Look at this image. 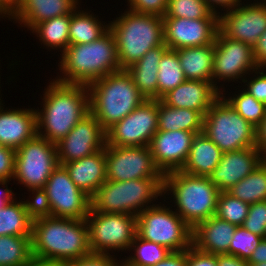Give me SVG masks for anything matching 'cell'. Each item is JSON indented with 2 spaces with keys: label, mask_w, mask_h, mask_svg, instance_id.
<instances>
[{
  "label": "cell",
  "mask_w": 266,
  "mask_h": 266,
  "mask_svg": "<svg viewBox=\"0 0 266 266\" xmlns=\"http://www.w3.org/2000/svg\"><path fill=\"white\" fill-rule=\"evenodd\" d=\"M28 266H68V264L33 259L32 262Z\"/></svg>",
  "instance_id": "obj_56"
},
{
  "label": "cell",
  "mask_w": 266,
  "mask_h": 266,
  "mask_svg": "<svg viewBox=\"0 0 266 266\" xmlns=\"http://www.w3.org/2000/svg\"><path fill=\"white\" fill-rule=\"evenodd\" d=\"M168 49L165 44L153 48L125 69L146 100H158V65Z\"/></svg>",
  "instance_id": "obj_25"
},
{
  "label": "cell",
  "mask_w": 266,
  "mask_h": 266,
  "mask_svg": "<svg viewBox=\"0 0 266 266\" xmlns=\"http://www.w3.org/2000/svg\"><path fill=\"white\" fill-rule=\"evenodd\" d=\"M58 57L57 69L60 73L56 72L54 80L65 84L89 85L101 77L121 71L115 37L110 29L98 40L69 45Z\"/></svg>",
  "instance_id": "obj_3"
},
{
  "label": "cell",
  "mask_w": 266,
  "mask_h": 266,
  "mask_svg": "<svg viewBox=\"0 0 266 266\" xmlns=\"http://www.w3.org/2000/svg\"><path fill=\"white\" fill-rule=\"evenodd\" d=\"M0 67H1V66H0ZM0 69H1V68H0ZM0 81H1V76H0ZM1 86H2V85L0 84V88H1ZM1 90H2V89H0V101H1V98H2Z\"/></svg>",
  "instance_id": "obj_59"
},
{
  "label": "cell",
  "mask_w": 266,
  "mask_h": 266,
  "mask_svg": "<svg viewBox=\"0 0 266 266\" xmlns=\"http://www.w3.org/2000/svg\"><path fill=\"white\" fill-rule=\"evenodd\" d=\"M163 17L201 19L218 18L204 0H168L166 13Z\"/></svg>",
  "instance_id": "obj_39"
},
{
  "label": "cell",
  "mask_w": 266,
  "mask_h": 266,
  "mask_svg": "<svg viewBox=\"0 0 266 266\" xmlns=\"http://www.w3.org/2000/svg\"><path fill=\"white\" fill-rule=\"evenodd\" d=\"M106 253H89L84 257L68 262V266H122L121 257Z\"/></svg>",
  "instance_id": "obj_44"
},
{
  "label": "cell",
  "mask_w": 266,
  "mask_h": 266,
  "mask_svg": "<svg viewBox=\"0 0 266 266\" xmlns=\"http://www.w3.org/2000/svg\"><path fill=\"white\" fill-rule=\"evenodd\" d=\"M175 51L186 80L212 82L214 43Z\"/></svg>",
  "instance_id": "obj_29"
},
{
  "label": "cell",
  "mask_w": 266,
  "mask_h": 266,
  "mask_svg": "<svg viewBox=\"0 0 266 266\" xmlns=\"http://www.w3.org/2000/svg\"><path fill=\"white\" fill-rule=\"evenodd\" d=\"M74 184L92 197L107 180L105 147L87 157L63 165Z\"/></svg>",
  "instance_id": "obj_24"
},
{
  "label": "cell",
  "mask_w": 266,
  "mask_h": 266,
  "mask_svg": "<svg viewBox=\"0 0 266 266\" xmlns=\"http://www.w3.org/2000/svg\"><path fill=\"white\" fill-rule=\"evenodd\" d=\"M247 262L252 264H259L266 262V238H262L257 248L253 251Z\"/></svg>",
  "instance_id": "obj_53"
},
{
  "label": "cell",
  "mask_w": 266,
  "mask_h": 266,
  "mask_svg": "<svg viewBox=\"0 0 266 266\" xmlns=\"http://www.w3.org/2000/svg\"><path fill=\"white\" fill-rule=\"evenodd\" d=\"M70 20L71 14L54 17L38 23L30 32L37 37L41 47L43 44L48 51L57 50L62 54L69 46Z\"/></svg>",
  "instance_id": "obj_32"
},
{
  "label": "cell",
  "mask_w": 266,
  "mask_h": 266,
  "mask_svg": "<svg viewBox=\"0 0 266 266\" xmlns=\"http://www.w3.org/2000/svg\"><path fill=\"white\" fill-rule=\"evenodd\" d=\"M152 266H187V250L171 252L165 259Z\"/></svg>",
  "instance_id": "obj_50"
},
{
  "label": "cell",
  "mask_w": 266,
  "mask_h": 266,
  "mask_svg": "<svg viewBox=\"0 0 266 266\" xmlns=\"http://www.w3.org/2000/svg\"><path fill=\"white\" fill-rule=\"evenodd\" d=\"M80 6L71 13L69 45L90 43L109 30V22H103L90 8L82 10Z\"/></svg>",
  "instance_id": "obj_30"
},
{
  "label": "cell",
  "mask_w": 266,
  "mask_h": 266,
  "mask_svg": "<svg viewBox=\"0 0 266 266\" xmlns=\"http://www.w3.org/2000/svg\"><path fill=\"white\" fill-rule=\"evenodd\" d=\"M85 220L92 253H128L136 235L137 216L126 213H103L90 209Z\"/></svg>",
  "instance_id": "obj_11"
},
{
  "label": "cell",
  "mask_w": 266,
  "mask_h": 266,
  "mask_svg": "<svg viewBox=\"0 0 266 266\" xmlns=\"http://www.w3.org/2000/svg\"><path fill=\"white\" fill-rule=\"evenodd\" d=\"M256 147L266 157V116L263 122L257 127Z\"/></svg>",
  "instance_id": "obj_54"
},
{
  "label": "cell",
  "mask_w": 266,
  "mask_h": 266,
  "mask_svg": "<svg viewBox=\"0 0 266 266\" xmlns=\"http://www.w3.org/2000/svg\"><path fill=\"white\" fill-rule=\"evenodd\" d=\"M82 0H21L8 16L18 27L31 31L38 23L54 17L71 14Z\"/></svg>",
  "instance_id": "obj_22"
},
{
  "label": "cell",
  "mask_w": 266,
  "mask_h": 266,
  "mask_svg": "<svg viewBox=\"0 0 266 266\" xmlns=\"http://www.w3.org/2000/svg\"><path fill=\"white\" fill-rule=\"evenodd\" d=\"M125 3H127V9L133 12L163 17L168 0H125Z\"/></svg>",
  "instance_id": "obj_45"
},
{
  "label": "cell",
  "mask_w": 266,
  "mask_h": 266,
  "mask_svg": "<svg viewBox=\"0 0 266 266\" xmlns=\"http://www.w3.org/2000/svg\"><path fill=\"white\" fill-rule=\"evenodd\" d=\"M240 88L241 90H239ZM228 89L226 93L222 92L221 96L243 119L257 128L265 119L266 105L254 99L252 95L239 85L234 87V93L231 91L228 94ZM237 89L238 91H236Z\"/></svg>",
  "instance_id": "obj_36"
},
{
  "label": "cell",
  "mask_w": 266,
  "mask_h": 266,
  "mask_svg": "<svg viewBox=\"0 0 266 266\" xmlns=\"http://www.w3.org/2000/svg\"><path fill=\"white\" fill-rule=\"evenodd\" d=\"M220 97L221 92L212 82L185 80L159 100L166 106L192 109L204 116Z\"/></svg>",
  "instance_id": "obj_21"
},
{
  "label": "cell",
  "mask_w": 266,
  "mask_h": 266,
  "mask_svg": "<svg viewBox=\"0 0 266 266\" xmlns=\"http://www.w3.org/2000/svg\"><path fill=\"white\" fill-rule=\"evenodd\" d=\"M16 150L0 145V180H12Z\"/></svg>",
  "instance_id": "obj_46"
},
{
  "label": "cell",
  "mask_w": 266,
  "mask_h": 266,
  "mask_svg": "<svg viewBox=\"0 0 266 266\" xmlns=\"http://www.w3.org/2000/svg\"><path fill=\"white\" fill-rule=\"evenodd\" d=\"M265 158L257 147L223 152L209 179L220 192H227L253 172Z\"/></svg>",
  "instance_id": "obj_19"
},
{
  "label": "cell",
  "mask_w": 266,
  "mask_h": 266,
  "mask_svg": "<svg viewBox=\"0 0 266 266\" xmlns=\"http://www.w3.org/2000/svg\"><path fill=\"white\" fill-rule=\"evenodd\" d=\"M252 1H243L232 10L219 14L218 30L224 37L253 48L266 30V0Z\"/></svg>",
  "instance_id": "obj_15"
},
{
  "label": "cell",
  "mask_w": 266,
  "mask_h": 266,
  "mask_svg": "<svg viewBox=\"0 0 266 266\" xmlns=\"http://www.w3.org/2000/svg\"><path fill=\"white\" fill-rule=\"evenodd\" d=\"M162 202L159 200L158 204L137 215L136 234L146 241L165 246L172 252L187 250L192 245V228L165 199L163 201L162 198Z\"/></svg>",
  "instance_id": "obj_8"
},
{
  "label": "cell",
  "mask_w": 266,
  "mask_h": 266,
  "mask_svg": "<svg viewBox=\"0 0 266 266\" xmlns=\"http://www.w3.org/2000/svg\"><path fill=\"white\" fill-rule=\"evenodd\" d=\"M187 266H218L217 255L199 251L191 245L187 249Z\"/></svg>",
  "instance_id": "obj_47"
},
{
  "label": "cell",
  "mask_w": 266,
  "mask_h": 266,
  "mask_svg": "<svg viewBox=\"0 0 266 266\" xmlns=\"http://www.w3.org/2000/svg\"><path fill=\"white\" fill-rule=\"evenodd\" d=\"M21 0H0V8L9 16Z\"/></svg>",
  "instance_id": "obj_55"
},
{
  "label": "cell",
  "mask_w": 266,
  "mask_h": 266,
  "mask_svg": "<svg viewBox=\"0 0 266 266\" xmlns=\"http://www.w3.org/2000/svg\"><path fill=\"white\" fill-rule=\"evenodd\" d=\"M262 238L248 231L243 226H237L229 246V254L243 260H248Z\"/></svg>",
  "instance_id": "obj_41"
},
{
  "label": "cell",
  "mask_w": 266,
  "mask_h": 266,
  "mask_svg": "<svg viewBox=\"0 0 266 266\" xmlns=\"http://www.w3.org/2000/svg\"><path fill=\"white\" fill-rule=\"evenodd\" d=\"M204 116L192 109L166 106L158 100V131L203 132Z\"/></svg>",
  "instance_id": "obj_31"
},
{
  "label": "cell",
  "mask_w": 266,
  "mask_h": 266,
  "mask_svg": "<svg viewBox=\"0 0 266 266\" xmlns=\"http://www.w3.org/2000/svg\"><path fill=\"white\" fill-rule=\"evenodd\" d=\"M33 259L31 236H0V266H28Z\"/></svg>",
  "instance_id": "obj_35"
},
{
  "label": "cell",
  "mask_w": 266,
  "mask_h": 266,
  "mask_svg": "<svg viewBox=\"0 0 266 266\" xmlns=\"http://www.w3.org/2000/svg\"><path fill=\"white\" fill-rule=\"evenodd\" d=\"M128 252L130 255L121 259L122 266H152L165 259L172 251L160 244L146 241L136 234Z\"/></svg>",
  "instance_id": "obj_37"
},
{
  "label": "cell",
  "mask_w": 266,
  "mask_h": 266,
  "mask_svg": "<svg viewBox=\"0 0 266 266\" xmlns=\"http://www.w3.org/2000/svg\"><path fill=\"white\" fill-rule=\"evenodd\" d=\"M107 180L128 181L164 178L155 165L149 146L120 147L105 145Z\"/></svg>",
  "instance_id": "obj_14"
},
{
  "label": "cell",
  "mask_w": 266,
  "mask_h": 266,
  "mask_svg": "<svg viewBox=\"0 0 266 266\" xmlns=\"http://www.w3.org/2000/svg\"><path fill=\"white\" fill-rule=\"evenodd\" d=\"M249 207L250 204L233 197L230 193L220 192L215 216L236 226H242Z\"/></svg>",
  "instance_id": "obj_40"
},
{
  "label": "cell",
  "mask_w": 266,
  "mask_h": 266,
  "mask_svg": "<svg viewBox=\"0 0 266 266\" xmlns=\"http://www.w3.org/2000/svg\"><path fill=\"white\" fill-rule=\"evenodd\" d=\"M10 181L11 180H0V210L7 203L11 202L14 198H16V193L12 191V187L8 188V184L10 183Z\"/></svg>",
  "instance_id": "obj_52"
},
{
  "label": "cell",
  "mask_w": 266,
  "mask_h": 266,
  "mask_svg": "<svg viewBox=\"0 0 266 266\" xmlns=\"http://www.w3.org/2000/svg\"><path fill=\"white\" fill-rule=\"evenodd\" d=\"M158 100L172 89L183 83L186 78L183 74L180 61L175 50L168 49L158 65Z\"/></svg>",
  "instance_id": "obj_38"
},
{
  "label": "cell",
  "mask_w": 266,
  "mask_h": 266,
  "mask_svg": "<svg viewBox=\"0 0 266 266\" xmlns=\"http://www.w3.org/2000/svg\"><path fill=\"white\" fill-rule=\"evenodd\" d=\"M164 178H143L125 181L126 214L137 216L163 197ZM159 198V199H158Z\"/></svg>",
  "instance_id": "obj_28"
},
{
  "label": "cell",
  "mask_w": 266,
  "mask_h": 266,
  "mask_svg": "<svg viewBox=\"0 0 266 266\" xmlns=\"http://www.w3.org/2000/svg\"><path fill=\"white\" fill-rule=\"evenodd\" d=\"M219 194L209 177L195 176L181 170L164 175L162 198L172 203L169 205L192 229L216 214Z\"/></svg>",
  "instance_id": "obj_4"
},
{
  "label": "cell",
  "mask_w": 266,
  "mask_h": 266,
  "mask_svg": "<svg viewBox=\"0 0 266 266\" xmlns=\"http://www.w3.org/2000/svg\"><path fill=\"white\" fill-rule=\"evenodd\" d=\"M196 134L199 133L184 130L155 133L149 148L155 165L163 175L182 169L188 159Z\"/></svg>",
  "instance_id": "obj_18"
},
{
  "label": "cell",
  "mask_w": 266,
  "mask_h": 266,
  "mask_svg": "<svg viewBox=\"0 0 266 266\" xmlns=\"http://www.w3.org/2000/svg\"><path fill=\"white\" fill-rule=\"evenodd\" d=\"M106 145V131L98 120L87 114L56 144L60 165L87 157Z\"/></svg>",
  "instance_id": "obj_16"
},
{
  "label": "cell",
  "mask_w": 266,
  "mask_h": 266,
  "mask_svg": "<svg viewBox=\"0 0 266 266\" xmlns=\"http://www.w3.org/2000/svg\"><path fill=\"white\" fill-rule=\"evenodd\" d=\"M33 258L68 263L91 253L85 219L34 214L31 230Z\"/></svg>",
  "instance_id": "obj_2"
},
{
  "label": "cell",
  "mask_w": 266,
  "mask_h": 266,
  "mask_svg": "<svg viewBox=\"0 0 266 266\" xmlns=\"http://www.w3.org/2000/svg\"><path fill=\"white\" fill-rule=\"evenodd\" d=\"M218 266H250L247 260L240 259L235 255L221 254L217 255Z\"/></svg>",
  "instance_id": "obj_51"
},
{
  "label": "cell",
  "mask_w": 266,
  "mask_h": 266,
  "mask_svg": "<svg viewBox=\"0 0 266 266\" xmlns=\"http://www.w3.org/2000/svg\"><path fill=\"white\" fill-rule=\"evenodd\" d=\"M109 22L115 37L119 66L125 70L149 50L164 44L163 17L129 9Z\"/></svg>",
  "instance_id": "obj_6"
},
{
  "label": "cell",
  "mask_w": 266,
  "mask_h": 266,
  "mask_svg": "<svg viewBox=\"0 0 266 266\" xmlns=\"http://www.w3.org/2000/svg\"><path fill=\"white\" fill-rule=\"evenodd\" d=\"M242 83L240 86L247 93L266 105V68H257L252 71L243 79Z\"/></svg>",
  "instance_id": "obj_42"
},
{
  "label": "cell",
  "mask_w": 266,
  "mask_h": 266,
  "mask_svg": "<svg viewBox=\"0 0 266 266\" xmlns=\"http://www.w3.org/2000/svg\"><path fill=\"white\" fill-rule=\"evenodd\" d=\"M256 131L221 96L203 118L205 134L222 152L256 147Z\"/></svg>",
  "instance_id": "obj_9"
},
{
  "label": "cell",
  "mask_w": 266,
  "mask_h": 266,
  "mask_svg": "<svg viewBox=\"0 0 266 266\" xmlns=\"http://www.w3.org/2000/svg\"><path fill=\"white\" fill-rule=\"evenodd\" d=\"M233 197L253 204L266 200V158L257 168L228 191Z\"/></svg>",
  "instance_id": "obj_34"
},
{
  "label": "cell",
  "mask_w": 266,
  "mask_h": 266,
  "mask_svg": "<svg viewBox=\"0 0 266 266\" xmlns=\"http://www.w3.org/2000/svg\"><path fill=\"white\" fill-rule=\"evenodd\" d=\"M223 152L203 133L193 138L188 159L181 171L202 177H209L217 167Z\"/></svg>",
  "instance_id": "obj_27"
},
{
  "label": "cell",
  "mask_w": 266,
  "mask_h": 266,
  "mask_svg": "<svg viewBox=\"0 0 266 266\" xmlns=\"http://www.w3.org/2000/svg\"><path fill=\"white\" fill-rule=\"evenodd\" d=\"M242 226L254 234L265 237L266 200L250 204L248 215Z\"/></svg>",
  "instance_id": "obj_43"
},
{
  "label": "cell",
  "mask_w": 266,
  "mask_h": 266,
  "mask_svg": "<svg viewBox=\"0 0 266 266\" xmlns=\"http://www.w3.org/2000/svg\"><path fill=\"white\" fill-rule=\"evenodd\" d=\"M208 8L217 15L221 14L222 11L232 10L242 3L243 0H204ZM246 1V0H244Z\"/></svg>",
  "instance_id": "obj_49"
},
{
  "label": "cell",
  "mask_w": 266,
  "mask_h": 266,
  "mask_svg": "<svg viewBox=\"0 0 266 266\" xmlns=\"http://www.w3.org/2000/svg\"><path fill=\"white\" fill-rule=\"evenodd\" d=\"M257 68L250 45L224 37L218 31L214 43L212 83L221 93L226 92L224 85L227 82L240 85Z\"/></svg>",
  "instance_id": "obj_12"
},
{
  "label": "cell",
  "mask_w": 266,
  "mask_h": 266,
  "mask_svg": "<svg viewBox=\"0 0 266 266\" xmlns=\"http://www.w3.org/2000/svg\"><path fill=\"white\" fill-rule=\"evenodd\" d=\"M0 101V145L17 150L37 134L36 111L31 108H6ZM5 106V108H4Z\"/></svg>",
  "instance_id": "obj_20"
},
{
  "label": "cell",
  "mask_w": 266,
  "mask_h": 266,
  "mask_svg": "<svg viewBox=\"0 0 266 266\" xmlns=\"http://www.w3.org/2000/svg\"><path fill=\"white\" fill-rule=\"evenodd\" d=\"M236 227L214 215L192 229V246L213 255L229 254Z\"/></svg>",
  "instance_id": "obj_23"
},
{
  "label": "cell",
  "mask_w": 266,
  "mask_h": 266,
  "mask_svg": "<svg viewBox=\"0 0 266 266\" xmlns=\"http://www.w3.org/2000/svg\"><path fill=\"white\" fill-rule=\"evenodd\" d=\"M24 198L16 197L0 210V236H31L35 202Z\"/></svg>",
  "instance_id": "obj_26"
},
{
  "label": "cell",
  "mask_w": 266,
  "mask_h": 266,
  "mask_svg": "<svg viewBox=\"0 0 266 266\" xmlns=\"http://www.w3.org/2000/svg\"><path fill=\"white\" fill-rule=\"evenodd\" d=\"M1 18L7 20L8 15L0 8V20Z\"/></svg>",
  "instance_id": "obj_57"
},
{
  "label": "cell",
  "mask_w": 266,
  "mask_h": 266,
  "mask_svg": "<svg viewBox=\"0 0 266 266\" xmlns=\"http://www.w3.org/2000/svg\"><path fill=\"white\" fill-rule=\"evenodd\" d=\"M34 202L36 212L56 218L85 219L91 209V197L74 184L66 168L60 164Z\"/></svg>",
  "instance_id": "obj_7"
},
{
  "label": "cell",
  "mask_w": 266,
  "mask_h": 266,
  "mask_svg": "<svg viewBox=\"0 0 266 266\" xmlns=\"http://www.w3.org/2000/svg\"><path fill=\"white\" fill-rule=\"evenodd\" d=\"M58 165L56 144L36 134L16 150L13 183L24 185L28 197L35 198Z\"/></svg>",
  "instance_id": "obj_10"
},
{
  "label": "cell",
  "mask_w": 266,
  "mask_h": 266,
  "mask_svg": "<svg viewBox=\"0 0 266 266\" xmlns=\"http://www.w3.org/2000/svg\"><path fill=\"white\" fill-rule=\"evenodd\" d=\"M46 84L36 107L37 135L57 144L90 113L87 85L65 84L54 80ZM43 96V97H42Z\"/></svg>",
  "instance_id": "obj_1"
},
{
  "label": "cell",
  "mask_w": 266,
  "mask_h": 266,
  "mask_svg": "<svg viewBox=\"0 0 266 266\" xmlns=\"http://www.w3.org/2000/svg\"><path fill=\"white\" fill-rule=\"evenodd\" d=\"M250 266H266V262H262V263H259V264H252Z\"/></svg>",
  "instance_id": "obj_58"
},
{
  "label": "cell",
  "mask_w": 266,
  "mask_h": 266,
  "mask_svg": "<svg viewBox=\"0 0 266 266\" xmlns=\"http://www.w3.org/2000/svg\"><path fill=\"white\" fill-rule=\"evenodd\" d=\"M87 88L90 113L105 131L146 101L126 70L101 77Z\"/></svg>",
  "instance_id": "obj_5"
},
{
  "label": "cell",
  "mask_w": 266,
  "mask_h": 266,
  "mask_svg": "<svg viewBox=\"0 0 266 266\" xmlns=\"http://www.w3.org/2000/svg\"><path fill=\"white\" fill-rule=\"evenodd\" d=\"M218 31V18L163 17L164 44L170 50L215 43Z\"/></svg>",
  "instance_id": "obj_17"
},
{
  "label": "cell",
  "mask_w": 266,
  "mask_h": 266,
  "mask_svg": "<svg viewBox=\"0 0 266 266\" xmlns=\"http://www.w3.org/2000/svg\"><path fill=\"white\" fill-rule=\"evenodd\" d=\"M158 131V100H146L106 131V145L149 146Z\"/></svg>",
  "instance_id": "obj_13"
},
{
  "label": "cell",
  "mask_w": 266,
  "mask_h": 266,
  "mask_svg": "<svg viewBox=\"0 0 266 266\" xmlns=\"http://www.w3.org/2000/svg\"><path fill=\"white\" fill-rule=\"evenodd\" d=\"M91 209L103 213H126L125 181L106 180L91 197Z\"/></svg>",
  "instance_id": "obj_33"
},
{
  "label": "cell",
  "mask_w": 266,
  "mask_h": 266,
  "mask_svg": "<svg viewBox=\"0 0 266 266\" xmlns=\"http://www.w3.org/2000/svg\"><path fill=\"white\" fill-rule=\"evenodd\" d=\"M253 56L258 68H266V30L253 46Z\"/></svg>",
  "instance_id": "obj_48"
}]
</instances>
